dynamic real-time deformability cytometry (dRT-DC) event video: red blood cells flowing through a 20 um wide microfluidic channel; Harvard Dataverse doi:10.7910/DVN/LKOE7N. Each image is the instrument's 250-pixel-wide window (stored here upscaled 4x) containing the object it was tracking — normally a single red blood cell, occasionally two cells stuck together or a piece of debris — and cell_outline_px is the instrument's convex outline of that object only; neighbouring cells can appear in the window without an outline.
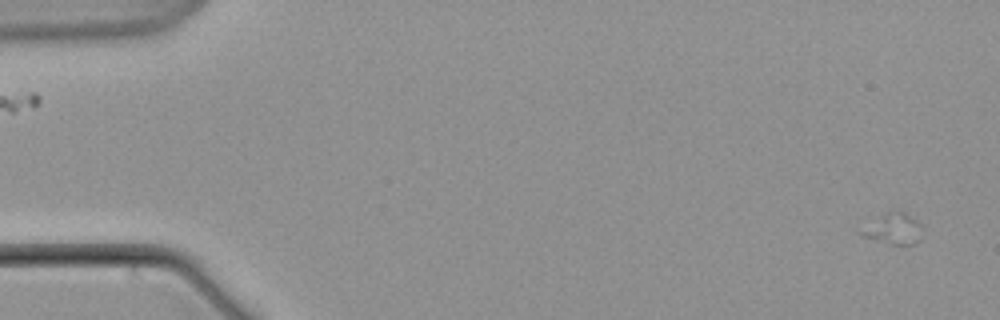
{"species": "common noctule bat (a hibernating species)", "species_latin": "Nyctalus noctula", "temperature_condition": "warm", "stored_images_in_passage": 2, "segment_of_instrument_passage": [2, 2], "camera_frame_rate_fps": 3000, "um_per_image_px": 0.085, "animal": {"sex": "male", "body_mass_g": 21.5, "forearm_length_mm": 52.0}, "frame": {"image": 1, "passage_image": 2, "time_ms": 1.667, "image_size_px": [1000, 320], "cell_outline_px": [[920, 240], [916, 244], [892, 244], [860, 236], [856, 232], [888, 212], [904, 212], [916, 220], [920, 224]], "centroid_in_image_um": [75.92, 19.48], "position_along_channel_um": 9.1, "area_um2": 10.58}}